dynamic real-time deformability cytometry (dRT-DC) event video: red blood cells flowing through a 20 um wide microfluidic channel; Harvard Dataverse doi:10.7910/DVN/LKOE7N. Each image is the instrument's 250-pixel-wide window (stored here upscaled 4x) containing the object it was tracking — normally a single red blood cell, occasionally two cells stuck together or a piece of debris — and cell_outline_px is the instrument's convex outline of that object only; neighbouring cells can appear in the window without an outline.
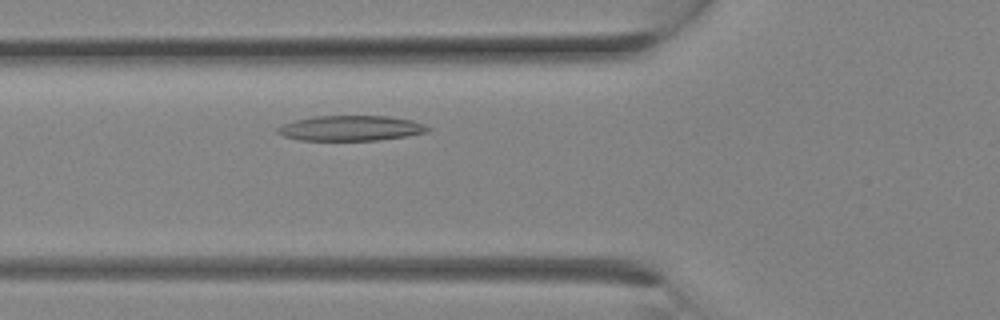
{"species": "Egyptian fruit bat (a non-hibernating species)", "species_latin": "Rousettus aegyptiacus", "temperature_condition": "room temperature", "stored_images_in_passage": 5, "camera_frame_rate_fps": 3000, "um_per_image_px": 0.085, "animal": {"sex": "female"}, "frame": {"image": 1, "passage_image": 5, "time_ms": 1.333, "image_size_px": [1000, 320], "cell_outline_px": [[432, 128], [428, 132], [380, 140], [300, 140], [284, 136], [276, 132], [276, 128], [292, 120], [312, 116], [388, 116], [412, 120], [424, 124]], "centroid_in_image_um": [29.81, 10.89], "position_along_channel_um": 96.0, "area_um2": 22.14}}